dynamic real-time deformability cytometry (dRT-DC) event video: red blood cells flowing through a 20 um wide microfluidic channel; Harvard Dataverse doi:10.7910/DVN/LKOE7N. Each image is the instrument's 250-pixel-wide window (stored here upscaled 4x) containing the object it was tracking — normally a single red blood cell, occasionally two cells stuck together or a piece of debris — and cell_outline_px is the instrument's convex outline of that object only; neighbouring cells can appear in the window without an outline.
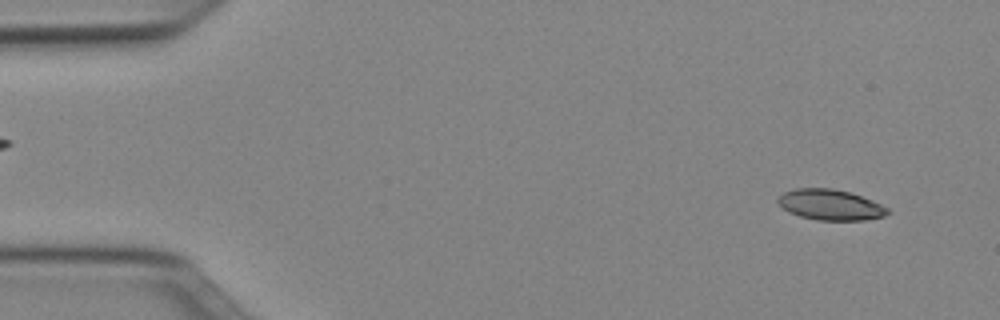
{"species": "Egyptian fruit bat (a non-hibernating species)", "species_latin": "Rousettus aegyptiacus", "temperature_condition": "cold", "stored_images_in_passage": 50, "camera_frame_rate_fps": 3000, "um_per_image_px": 0.085, "animal": {"sex": "female"}, "frame": {"image": 1, "passage_image": 3, "time_ms": 0.667, "image_size_px": [1000, 320], "cell_outline_px": [[892, 212], [884, 216], [864, 220], [816, 220], [800, 216], [788, 212], [776, 200], [776, 196], [784, 192], [796, 188], [832, 188], [848, 192], [872, 200], [888, 208]], "centroid_in_image_um": [70.56, 17.41], "position_along_channel_um": 14.4, "area_um2": 19.59}}
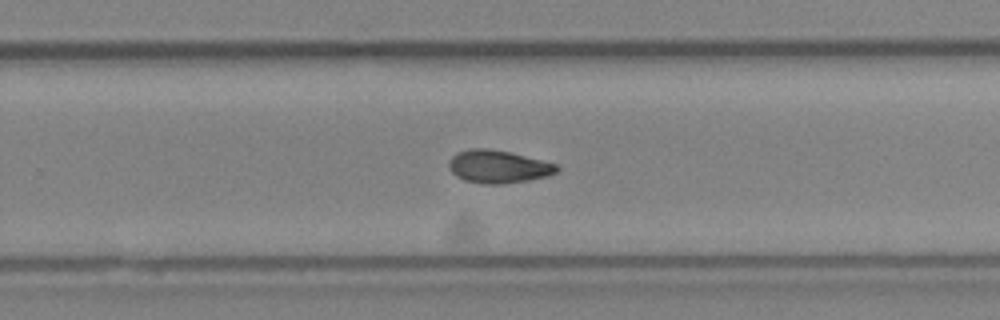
{"frame": {"image": 2, "passage_image": 32, "time_ms": 10.333, "image_size_px": [1000, 320], "cell_outline_px": [[560, 168], [556, 172], [548, 176], [528, 180], [500, 184], [484, 184], [464, 180], [456, 176], [448, 168], [448, 164], [452, 156], [456, 152], [468, 148], [488, 148], [512, 152], [556, 164]], "centroid_in_image_um": [42.32, 14.15], "position_along_channel_um": 287.5, "area_um2": 20.81}}
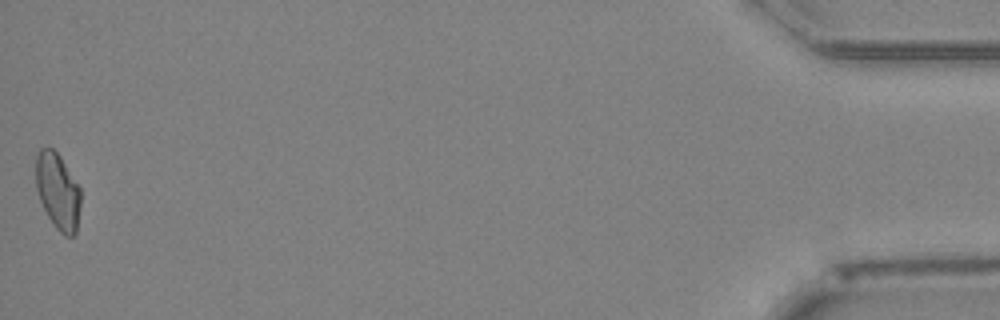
{"frame": {"image": 3, "passage_image": 50, "time_ms": 16.333, "image_size_px": [1000, 320], "cell_outline_px": [[80, 204], [76, 232], [72, 236], [64, 236], [56, 228], [48, 216], [40, 200], [36, 188], [36, 152], [40, 148], [52, 148], [60, 156], [80, 188]], "centroid_in_image_um": [4.9, 16.24], "position_along_channel_um": 430.3, "area_um2": 19.77}, "authors_computed_cell_mechanics": {"area_um2": 20.1433, "velocity_mm_per_s": 3.9676, "shape_relaxation_time_tau1_ms": 11.2371, "shape_relaxation_time_tau2_ms": 5.9079, "deformation_change_tau1": 0.2258, "deformation_change_tau2": 0.1147}}